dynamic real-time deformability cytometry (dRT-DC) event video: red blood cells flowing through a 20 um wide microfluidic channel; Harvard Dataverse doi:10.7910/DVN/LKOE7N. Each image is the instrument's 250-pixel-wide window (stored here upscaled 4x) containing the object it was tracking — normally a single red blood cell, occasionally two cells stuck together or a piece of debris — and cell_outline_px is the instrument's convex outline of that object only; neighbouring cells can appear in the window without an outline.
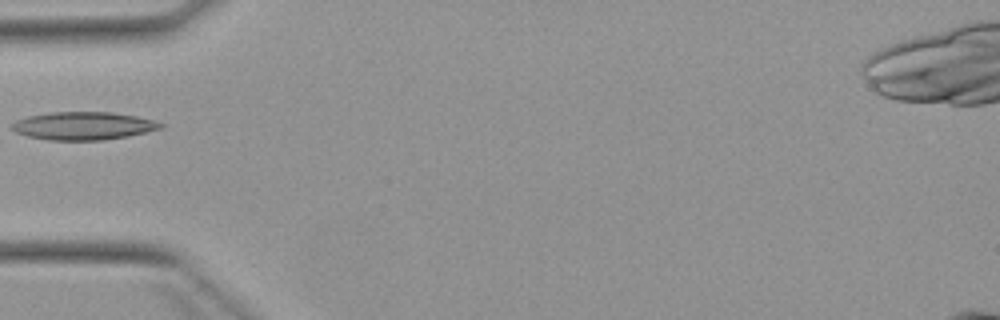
{"species": "Egyptian fruit bat (a non-hibernating species)", "species_latin": "Rousettus aegyptiacus", "temperature_condition": "warm", "stored_images_in_passage": 1, "camera_frame_rate_fps": 3000, "um_per_image_px": 0.085, "animal": {"sex": "female"}, "frame": {"image": 1, "passage_image": 1, "time_ms": 0.0, "image_size_px": [1000, 320], "cell_outline_px": [[164, 128], [128, 136], [100, 140], [48, 140], [28, 136], [16, 132], [12, 128], [12, 124], [16, 120], [28, 116], [52, 112], [112, 112], [136, 116], [156, 120], [164, 124]], "centroid_in_image_um": [7.13, 10.69], "position_along_channel_um": 77.9, "area_um2": 24.22}}